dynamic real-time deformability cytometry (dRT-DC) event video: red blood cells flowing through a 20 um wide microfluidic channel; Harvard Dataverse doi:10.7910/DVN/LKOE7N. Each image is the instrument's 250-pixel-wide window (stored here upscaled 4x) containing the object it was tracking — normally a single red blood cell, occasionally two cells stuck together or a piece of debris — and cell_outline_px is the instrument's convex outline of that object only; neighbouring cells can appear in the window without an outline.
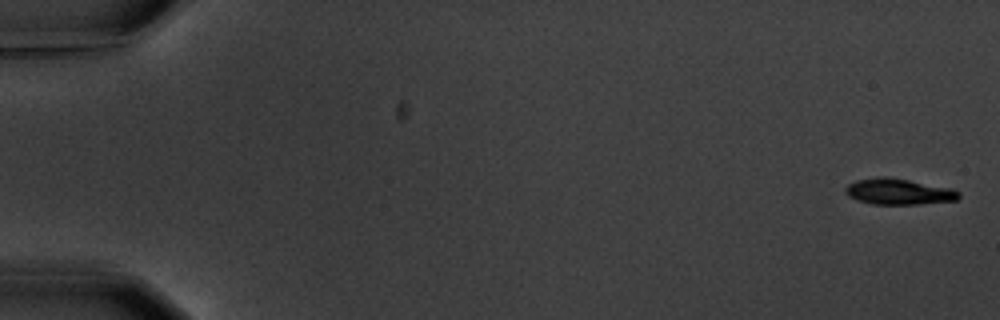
{"species": "common noctule bat (a hibernating species)", "species_latin": "Nyctalus noctula", "temperature_condition": "warm", "stored_images_in_passage": 7, "camera_frame_rate_fps": 3000, "um_per_image_px": 0.085, "animal": {"sex": "male", "body_mass_g": 20.1, "forearm_length_mm": 53.5}, "frame": {"image": 1, "passage_image": 1, "time_ms": 0.0, "image_size_px": [1000, 320], "cell_outline_px": [[960, 196], [956, 200], [920, 204], [872, 204], [848, 196], [844, 192], [844, 188], [848, 184], [856, 180], [880, 176], [884, 176], [908, 180], [952, 188], [960, 192]], "centroid_in_image_um": [76.37, 16.28], "position_along_channel_um": 8.6, "area_um2": 17.11}}